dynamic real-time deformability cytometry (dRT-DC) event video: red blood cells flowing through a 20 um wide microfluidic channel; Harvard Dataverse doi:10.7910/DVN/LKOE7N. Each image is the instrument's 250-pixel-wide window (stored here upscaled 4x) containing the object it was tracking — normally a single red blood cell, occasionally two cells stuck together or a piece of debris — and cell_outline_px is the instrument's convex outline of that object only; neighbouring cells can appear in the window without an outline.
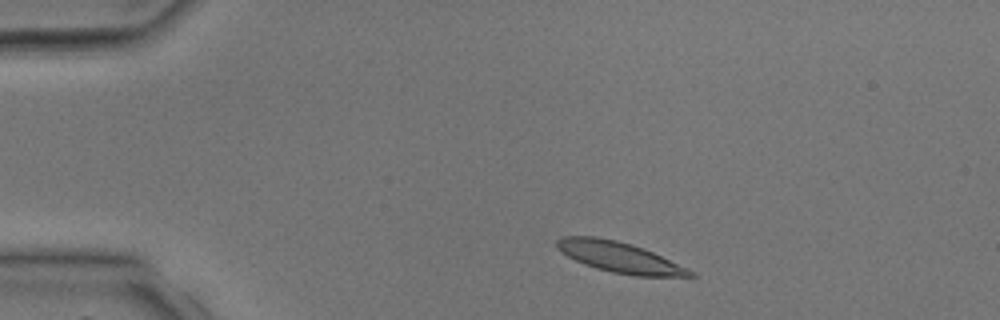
{"species": "common noctule bat (a hibernating species)", "species_latin": "Nyctalus noctula", "temperature_condition": "room temperature", "stored_images_in_passage": 2, "camera_frame_rate_fps": 3000, "um_per_image_px": 0.085, "animal": {"sex": "male", "body_mass_g": 17.9, "forearm_length_mm": 54.2}, "frame": {"image": 1, "passage_image": 1, "time_ms": 0.0, "image_size_px": [1000, 320], "cell_outline_px": [[696, 276], [632, 276], [612, 272], [596, 268], [584, 264], [568, 256], [556, 248], [556, 240], [564, 236], [596, 236], [616, 240], [644, 248], [688, 268], [696, 272]], "centroid_in_image_um": [52.66, 21.86], "position_along_channel_um": 32.3, "area_um2": 23.7}}